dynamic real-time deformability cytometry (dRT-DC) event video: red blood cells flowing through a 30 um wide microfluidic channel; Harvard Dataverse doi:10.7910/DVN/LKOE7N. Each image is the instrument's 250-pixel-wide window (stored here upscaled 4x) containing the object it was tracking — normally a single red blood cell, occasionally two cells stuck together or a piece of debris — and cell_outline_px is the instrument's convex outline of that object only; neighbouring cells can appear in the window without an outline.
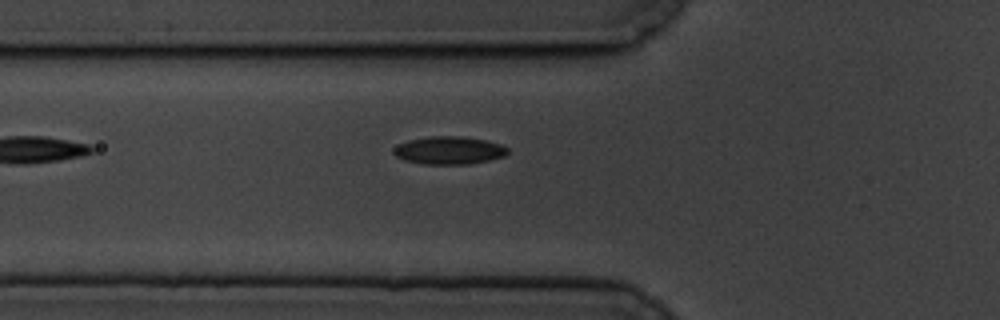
{"species": "common noctule bat (a hibernating species)", "species_latin": "Nyctalus noctula", "temperature_condition": "cold", "stored_images_in_passage": 5, "camera_frame_rate_fps": 3000, "um_per_image_px": 0.085, "animal": {"sex": "male", "body_mass_g": 19.5, "forearm_length_mm": 54.6}, "frame": {"image": 1, "passage_image": 5, "time_ms": 4.667, "image_size_px": [1000, 320], "cell_outline_px": [[508, 152], [504, 156], [488, 160], [468, 164], [424, 164], [404, 160], [396, 156], [392, 152], [400, 144], [408, 140], [428, 136], [460, 136], [484, 140], [500, 144], [508, 148]], "centroid_in_image_um": [38.16, 12.78], "position_along_channel_um": 87.6, "area_um2": 18.32}}